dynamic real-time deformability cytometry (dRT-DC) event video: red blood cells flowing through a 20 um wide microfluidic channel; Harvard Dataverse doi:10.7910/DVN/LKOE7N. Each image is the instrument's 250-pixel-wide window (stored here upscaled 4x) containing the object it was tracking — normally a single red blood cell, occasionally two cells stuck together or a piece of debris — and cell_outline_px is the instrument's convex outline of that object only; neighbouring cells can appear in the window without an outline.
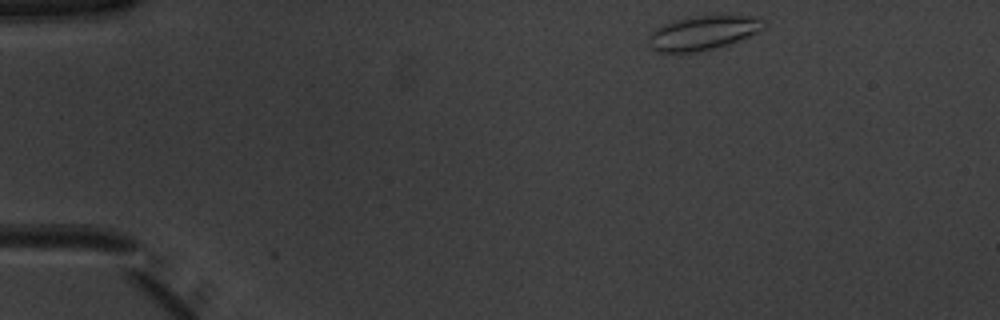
{"species": "common noctule bat (a hibernating species)", "species_latin": "Nyctalus noctula", "temperature_condition": "warm", "stored_images_in_passage": 2, "camera_frame_rate_fps": 3000, "um_per_image_px": 0.085, "animal": {"sex": "male", "body_mass_g": 20.1, "forearm_length_mm": 53.5}, "frame": {"image": 1, "passage_image": 2, "time_ms": 0.333, "image_size_px": [1000, 320], "cell_outline_px": [[768, 24], [764, 28], [748, 36], [728, 44], [696, 52], [656, 52], [648, 48], [648, 36], [656, 28], [664, 24], [676, 20], [696, 16], [752, 16], [764, 20]], "centroid_in_image_um": [59.72, 2.8], "position_along_channel_um": 25.3, "area_um2": 22.72}}